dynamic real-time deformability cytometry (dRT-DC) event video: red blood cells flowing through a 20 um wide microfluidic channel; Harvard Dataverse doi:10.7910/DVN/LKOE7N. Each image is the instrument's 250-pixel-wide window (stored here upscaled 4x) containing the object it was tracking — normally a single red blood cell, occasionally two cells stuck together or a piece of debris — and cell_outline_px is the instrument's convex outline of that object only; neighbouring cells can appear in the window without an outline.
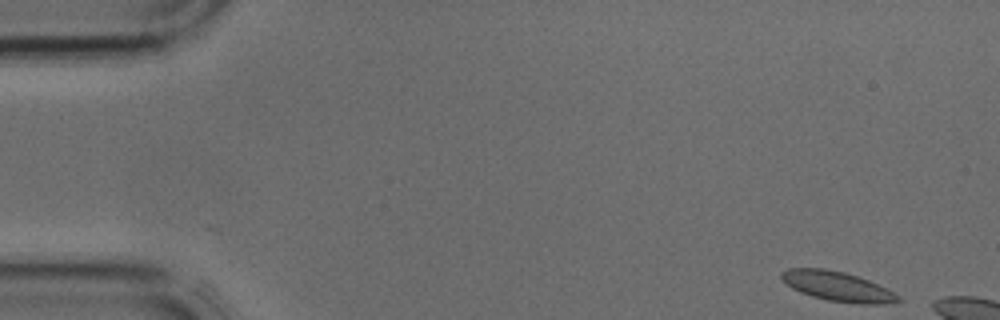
{"species": "common noctule bat (a hibernating species)", "species_latin": "Nyctalus noctula", "temperature_condition": "cold", "stored_images_in_passage": 6, "camera_frame_rate_fps": 3000, "um_per_image_px": 0.085, "animal": {"sex": "male", "body_mass_g": 17.9, "forearm_length_mm": 54.2}, "frame": {"image": 1, "passage_image": 1, "time_ms": 0.0, "image_size_px": [1000, 320], "cell_outline_px": [[904, 300], [892, 304], [856, 304], [828, 300], [812, 296], [800, 292], [792, 288], [780, 276], [780, 272], [788, 268], [824, 268], [844, 272], [868, 280], [900, 296]], "centroid_in_image_um": [71.21, 24.35], "position_along_channel_um": 13.8, "area_um2": 20.11}}